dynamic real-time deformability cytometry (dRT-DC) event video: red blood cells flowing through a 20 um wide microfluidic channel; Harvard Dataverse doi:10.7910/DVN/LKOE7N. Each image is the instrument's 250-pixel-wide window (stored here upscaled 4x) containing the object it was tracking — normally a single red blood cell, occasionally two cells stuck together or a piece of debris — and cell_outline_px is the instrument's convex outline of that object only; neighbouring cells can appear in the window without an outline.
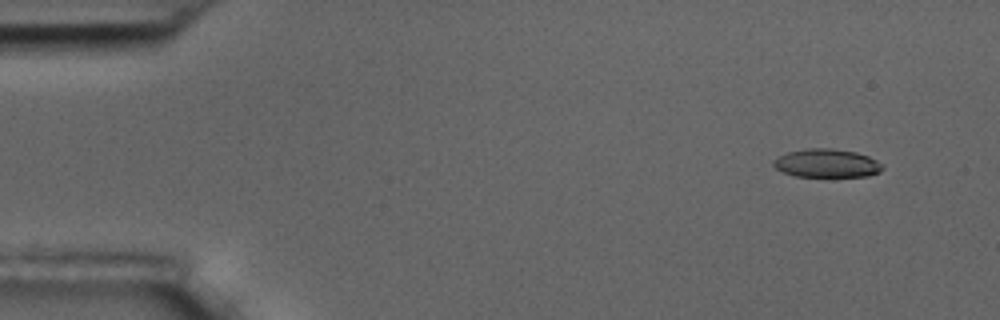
{"species": "common noctule bat (a hibernating species)", "species_latin": "Nyctalus noctula", "temperature_condition": "room temperature", "stored_images_in_passage": 6, "camera_frame_rate_fps": 3000, "um_per_image_px": 0.085, "animal": {"sex": "male", "body_mass_g": 17.5, "forearm_length_mm": 52.3}, "frame": {"image": 1, "passage_image": 2, "time_ms": 1.0, "image_size_px": [1000, 320], "cell_outline_px": [[884, 168], [880, 172], [868, 176], [796, 176], [784, 172], [776, 168], [772, 164], [772, 160], [776, 156], [788, 152], [808, 148], [832, 148], [856, 152], [868, 156], [876, 160]], "centroid_in_image_um": [70.25, 13.86], "position_along_channel_um": 14.8, "area_um2": 18.03}}
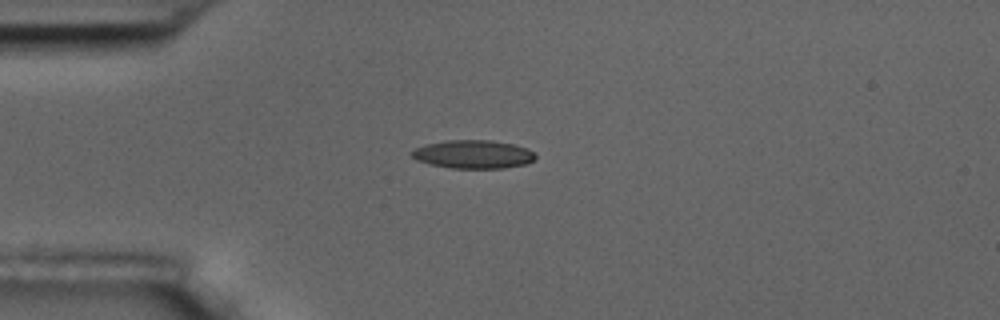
{"frame": {"image": 2, "passage_image": 4, "time_ms": 4.333, "image_size_px": [1000, 320], "cell_outline_px": [[536, 156], [532, 160], [524, 164], [504, 168], [452, 168], [432, 164], [416, 160], [408, 152], [424, 144], [444, 140], [492, 140], [516, 144], [528, 148]], "centroid_in_image_um": [40.2, 13.1], "position_along_channel_um": 44.8, "area_um2": 20.52}}